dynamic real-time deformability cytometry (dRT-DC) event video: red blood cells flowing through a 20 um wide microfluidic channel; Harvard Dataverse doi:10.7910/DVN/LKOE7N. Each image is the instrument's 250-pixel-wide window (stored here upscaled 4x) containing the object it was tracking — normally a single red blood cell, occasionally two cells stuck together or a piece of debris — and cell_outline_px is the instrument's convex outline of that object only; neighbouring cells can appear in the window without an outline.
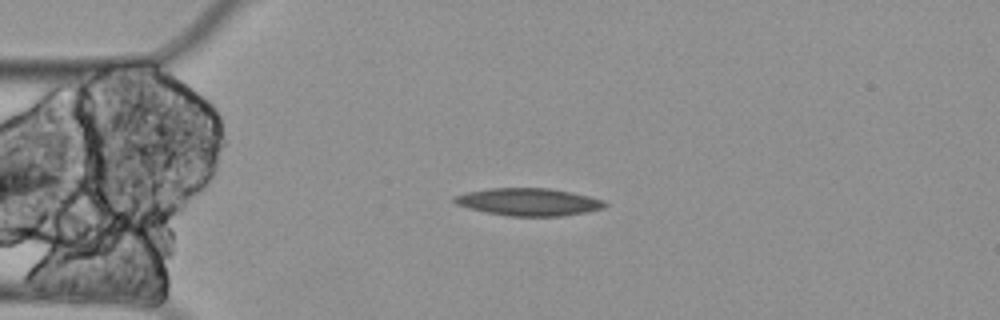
{"species": "Egyptian fruit bat (a non-hibernating species)", "species_latin": "Rousettus aegyptiacus", "temperature_condition": "cold", "stored_images_in_passage": 5, "camera_frame_rate_fps": 3000, "um_per_image_px": 0.085, "animal": {"sex": "female"}, "frame": {"image": 1, "passage_image": 2, "time_ms": 0.333, "image_size_px": [1000, 320], "cell_outline_px": [[608, 204], [604, 208], [588, 212], [560, 216], [508, 216], [468, 208], [456, 204], [452, 200], [452, 196], [464, 192], [488, 188], [548, 188], [572, 192], [604, 200]], "centroid_in_image_um": [44.91, 17.16], "position_along_channel_um": 40.1, "area_um2": 24.28}}
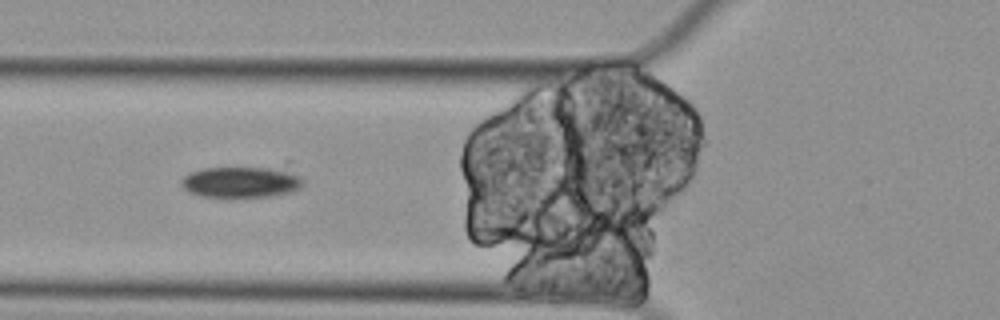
{"frame": {"image": 2, "passage_image": 4, "time_ms": 1.0, "image_size_px": [1000, 320], "cell_outline_px": [[304, 184], [300, 188], [292, 192], [272, 196], [228, 200], [200, 196], [188, 192], [180, 184], [180, 180], [188, 172], [204, 168], [284, 160], [292, 160], [304, 180]], "centroid_in_image_um": [20.77, 15.34], "position_along_channel_um": 105.0, "area_um2": 26.47}}
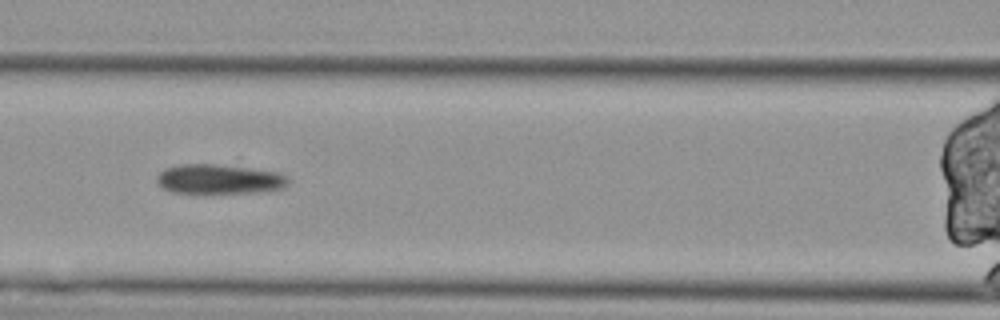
{"frame": {"image": 3, "passage_image": 5, "time_ms": 1.333, "image_size_px": [1000, 320], "cell_outline_px": [[288, 184], [284, 188], [268, 192], [172, 192], [160, 188], [156, 184], [156, 176], [164, 168], [180, 164], [216, 164], [280, 172], [288, 176]], "centroid_in_image_um": [18.63, 15.22], "position_along_channel_um": 148.0, "area_um2": 22.83}}